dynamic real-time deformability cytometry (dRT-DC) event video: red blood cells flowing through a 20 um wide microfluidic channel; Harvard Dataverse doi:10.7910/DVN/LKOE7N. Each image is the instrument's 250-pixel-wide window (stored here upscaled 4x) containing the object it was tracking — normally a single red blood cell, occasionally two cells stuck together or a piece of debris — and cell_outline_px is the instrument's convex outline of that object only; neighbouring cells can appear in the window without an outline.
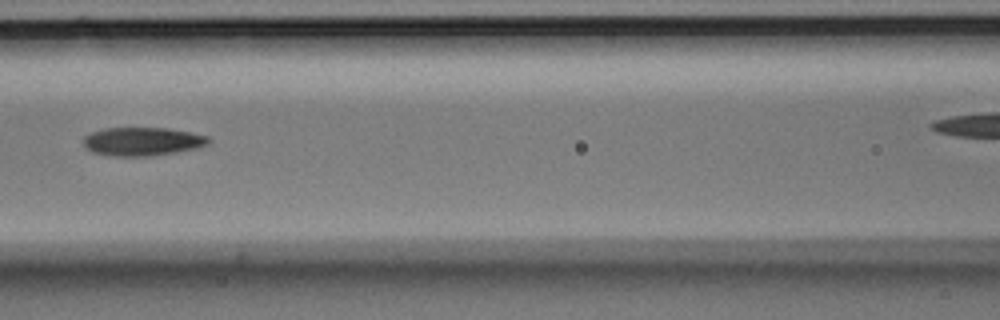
{"species": "Egyptian fruit bat (a non-hibernating species)", "species_latin": "Rousettus aegyptiacus", "temperature_condition": "room temperature", "stored_images_in_passage": 5, "segment_of_instrument_passage": [1, 2], "camera_frame_rate_fps": 3000, "um_per_image_px": 0.085, "animal": {"sex": "male"}, "frame": {"image": 1, "passage_image": 4, "time_ms": 1.0, "image_size_px": [1000, 320], "cell_outline_px": [[212, 140], [208, 144], [200, 148], [152, 156], [112, 156], [92, 152], [84, 144], [84, 136], [92, 132], [104, 128], [168, 128], [208, 136]], "centroid_in_image_um": [12.14, 12.03], "position_along_channel_um": 154.5, "area_um2": 20.81}}